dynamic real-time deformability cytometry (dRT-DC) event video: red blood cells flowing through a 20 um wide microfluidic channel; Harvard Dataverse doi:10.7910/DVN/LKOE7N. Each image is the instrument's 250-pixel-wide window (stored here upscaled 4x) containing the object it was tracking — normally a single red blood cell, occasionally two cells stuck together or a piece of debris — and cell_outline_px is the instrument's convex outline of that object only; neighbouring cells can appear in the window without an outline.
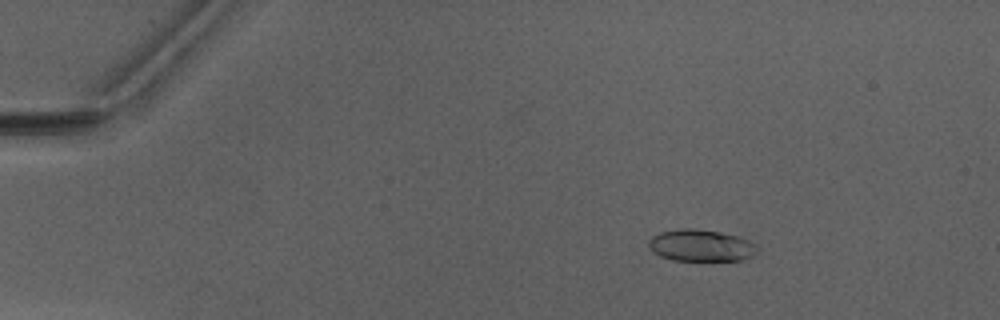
{"species": "Egyptian fruit bat (a non-hibernating species)", "species_latin": "Rousettus aegyptiacus", "temperature_condition": "warm", "stored_images_in_passage": 5, "camera_frame_rate_fps": 3000, "um_per_image_px": 0.085, "animal": {"sex": "male"}, "frame": {"image": 1, "passage_image": 3, "time_ms": 2.333, "image_size_px": [1000, 320], "cell_outline_px": [[756, 252], [752, 256], [740, 260], [672, 260], [660, 256], [652, 252], [648, 244], [648, 240], [652, 236], [660, 232], [680, 228], [692, 228], [720, 232], [736, 236], [748, 240], [756, 244]], "centroid_in_image_um": [59.53, 20.86], "position_along_channel_um": 25.5, "area_um2": 20.06}}